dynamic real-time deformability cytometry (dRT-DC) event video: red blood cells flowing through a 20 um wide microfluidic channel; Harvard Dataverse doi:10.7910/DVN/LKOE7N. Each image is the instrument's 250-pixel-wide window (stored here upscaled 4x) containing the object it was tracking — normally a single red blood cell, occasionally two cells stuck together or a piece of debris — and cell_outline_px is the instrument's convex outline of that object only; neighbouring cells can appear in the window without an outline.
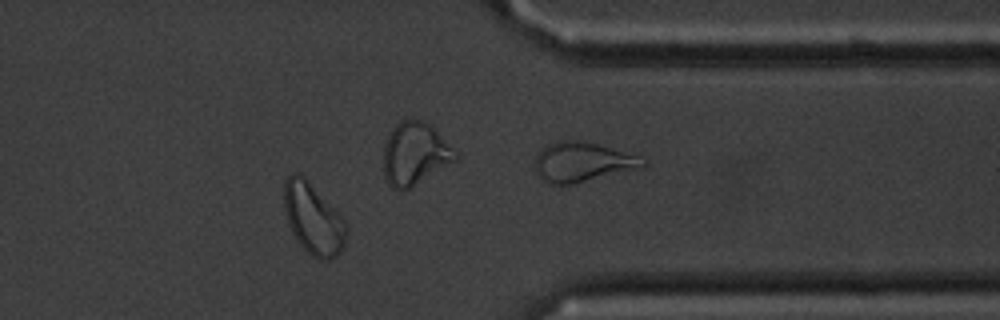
{"species": "common noctule bat (a hibernating species)", "species_latin": "Nyctalus noctula", "temperature_condition": "cold", "stored_images_in_passage": 39, "camera_frame_rate_fps": 3000, "um_per_image_px": 0.085, "animal": {"sex": "male", "body_mass_g": 20.1, "forearm_length_mm": 53.5}, "frame": {"image": 1, "passage_image": 28, "time_ms": 9.0, "image_size_px": [1000, 320], "cell_outline_px": [[348, 232], [344, 244], [340, 252], [336, 256], [328, 260], [320, 260], [312, 256], [296, 240], [288, 224], [284, 208], [284, 180], [292, 172], [296, 172], [304, 176], [340, 212], [348, 224]], "centroid_in_image_um": [26.65, 18.58], "position_along_channel_um": 384.8, "area_um2": 26.3}}